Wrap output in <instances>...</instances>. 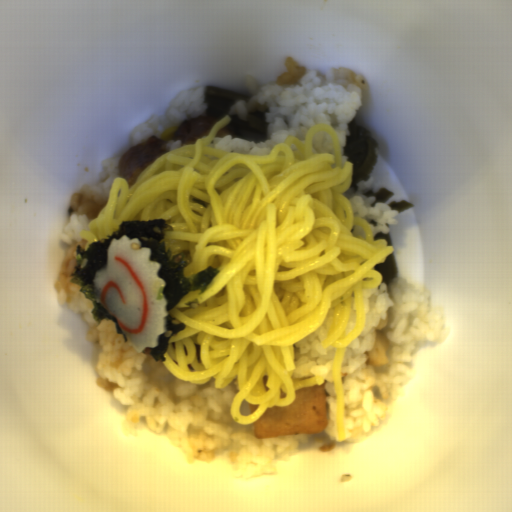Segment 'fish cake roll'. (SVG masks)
Masks as SVG:
<instances>
[{"mask_svg": "<svg viewBox=\"0 0 512 512\" xmlns=\"http://www.w3.org/2000/svg\"><path fill=\"white\" fill-rule=\"evenodd\" d=\"M152 249L140 239L122 235L111 239L105 266L95 272V300L116 319L128 346L137 353L159 347L170 312L164 296L167 282L157 276L162 263L150 260Z\"/></svg>", "mask_w": 512, "mask_h": 512, "instance_id": "14b837c1", "label": "fish cake roll"}]
</instances>
